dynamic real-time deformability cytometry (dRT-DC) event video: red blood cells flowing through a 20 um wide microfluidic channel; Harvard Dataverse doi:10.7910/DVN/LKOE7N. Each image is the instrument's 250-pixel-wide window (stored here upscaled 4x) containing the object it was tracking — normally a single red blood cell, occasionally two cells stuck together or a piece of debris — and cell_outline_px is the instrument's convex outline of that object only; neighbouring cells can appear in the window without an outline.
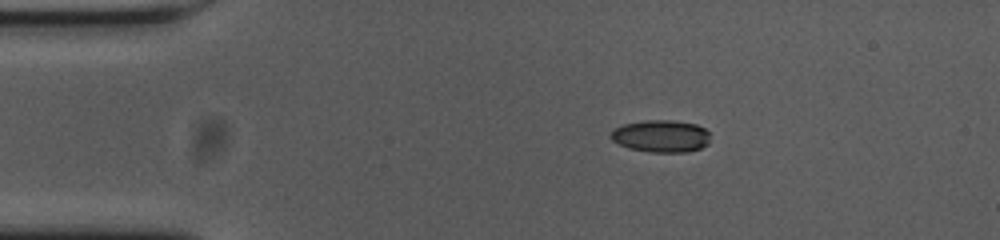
{"species": "common noctule bat (a hibernating species)", "species_latin": "Nyctalus noctula", "temperature_condition": "cold", "stored_images_in_passage": 46, "camera_frame_rate_fps": 3000, "um_per_image_px": 0.085, "animal": {"sex": "female", "body_mass_g": 23.0, "forearm_length_mm": 53.4}, "frame": {"image": 1, "passage_image": 1, "time_ms": 0.0, "image_size_px": [1000, 240], "cell_outline_px": [[708, 144], [700, 148], [688, 152], [648, 152], [628, 148], [612, 140], [608, 136], [616, 128], [624, 124], [648, 120], [672, 120], [696, 124], [704, 128], [708, 132]], "centroid_in_image_um": [56.18, 11.58], "position_along_channel_um": 28.8, "area_um2": 18.61}}
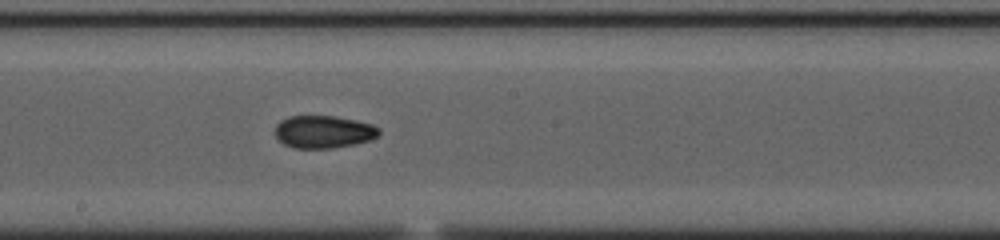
{"frame": {"image": 2, "passage_image": 21, "time_ms": 6.667, "image_size_px": [1000, 240], "cell_outline_px": [[380, 132], [376, 136], [368, 140], [356, 144], [332, 148], [292, 148], [284, 144], [276, 136], [276, 124], [280, 120], [288, 116], [336, 116], [356, 120], [372, 124], [380, 128]], "centroid_in_image_um": [27.5, 11.2], "position_along_channel_um": 220.7, "area_um2": 19.77}}
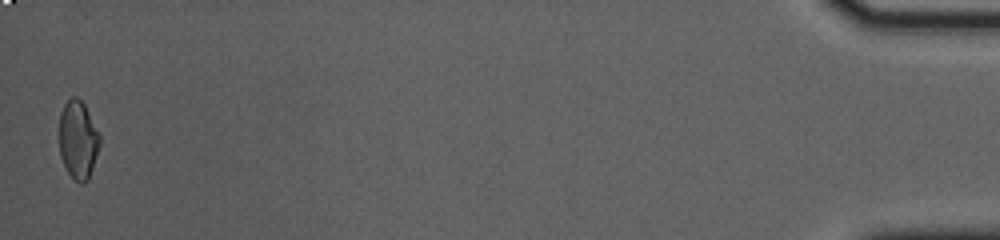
{"frame": {"image": 3, "passage_image": 46, "time_ms": 15.0, "image_size_px": [1000, 240], "cell_outline_px": [[100, 144], [88, 180], [84, 184], [80, 184], [68, 172], [60, 156], [60, 112], [64, 104], [72, 96], [76, 96], [84, 104], [100, 136]], "centroid_in_image_um": [6.63, 11.88], "position_along_channel_um": 428.6, "area_um2": 18.21}, "authors_computed_cell_mechanics": {"area_um2": 19.2185, "velocity_mm_per_s": 3.6797, "shape_relaxation_time_tau1_ms": 9.9399, "shape_relaxation_time_tau2_ms": 3.2453, "deformation_change_tau1": 0.1784, "deformation_change_tau2": 0.0726}}